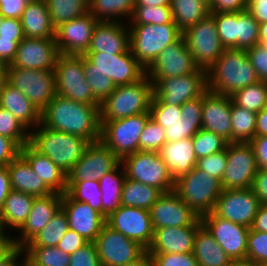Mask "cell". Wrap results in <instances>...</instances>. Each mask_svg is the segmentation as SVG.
I'll list each match as a JSON object with an SVG mask.
<instances>
[{"mask_svg": "<svg viewBox=\"0 0 267 266\" xmlns=\"http://www.w3.org/2000/svg\"><path fill=\"white\" fill-rule=\"evenodd\" d=\"M25 38L55 39L53 26L46 0L27 3L20 18Z\"/></svg>", "mask_w": 267, "mask_h": 266, "instance_id": "obj_33", "label": "cell"}, {"mask_svg": "<svg viewBox=\"0 0 267 266\" xmlns=\"http://www.w3.org/2000/svg\"><path fill=\"white\" fill-rule=\"evenodd\" d=\"M61 208L65 211L69 229L76 231L88 242H95L106 218L89 204L75 201L66 192L62 194Z\"/></svg>", "mask_w": 267, "mask_h": 266, "instance_id": "obj_24", "label": "cell"}, {"mask_svg": "<svg viewBox=\"0 0 267 266\" xmlns=\"http://www.w3.org/2000/svg\"><path fill=\"white\" fill-rule=\"evenodd\" d=\"M131 25L156 24L162 25L173 21L170 5L164 6H134L131 18Z\"/></svg>", "mask_w": 267, "mask_h": 266, "instance_id": "obj_48", "label": "cell"}, {"mask_svg": "<svg viewBox=\"0 0 267 266\" xmlns=\"http://www.w3.org/2000/svg\"><path fill=\"white\" fill-rule=\"evenodd\" d=\"M16 245L13 236L5 233L0 237V263L4 261L15 249Z\"/></svg>", "mask_w": 267, "mask_h": 266, "instance_id": "obj_71", "label": "cell"}, {"mask_svg": "<svg viewBox=\"0 0 267 266\" xmlns=\"http://www.w3.org/2000/svg\"><path fill=\"white\" fill-rule=\"evenodd\" d=\"M227 163V147L225 150L211 154L206 157L199 158L197 160V167L200 170L205 171L207 174L218 179L220 182L222 180L225 167Z\"/></svg>", "mask_w": 267, "mask_h": 266, "instance_id": "obj_55", "label": "cell"}, {"mask_svg": "<svg viewBox=\"0 0 267 266\" xmlns=\"http://www.w3.org/2000/svg\"><path fill=\"white\" fill-rule=\"evenodd\" d=\"M66 193L75 201L89 204L94 210L104 216L102 208V192L98 180L84 182H67Z\"/></svg>", "mask_w": 267, "mask_h": 266, "instance_id": "obj_46", "label": "cell"}, {"mask_svg": "<svg viewBox=\"0 0 267 266\" xmlns=\"http://www.w3.org/2000/svg\"><path fill=\"white\" fill-rule=\"evenodd\" d=\"M182 36L195 64L204 70H208L225 50L211 14L188 27Z\"/></svg>", "mask_w": 267, "mask_h": 266, "instance_id": "obj_11", "label": "cell"}, {"mask_svg": "<svg viewBox=\"0 0 267 266\" xmlns=\"http://www.w3.org/2000/svg\"><path fill=\"white\" fill-rule=\"evenodd\" d=\"M129 30V49L145 69L167 45L176 42L182 36V31L174 21L162 25H130Z\"/></svg>", "mask_w": 267, "mask_h": 266, "instance_id": "obj_5", "label": "cell"}, {"mask_svg": "<svg viewBox=\"0 0 267 266\" xmlns=\"http://www.w3.org/2000/svg\"><path fill=\"white\" fill-rule=\"evenodd\" d=\"M150 113H141L112 121H100V140L121 160L139 151V139Z\"/></svg>", "mask_w": 267, "mask_h": 266, "instance_id": "obj_10", "label": "cell"}, {"mask_svg": "<svg viewBox=\"0 0 267 266\" xmlns=\"http://www.w3.org/2000/svg\"><path fill=\"white\" fill-rule=\"evenodd\" d=\"M22 256L23 259L21 260ZM0 266H25V254L23 249L17 247L4 261L0 263Z\"/></svg>", "mask_w": 267, "mask_h": 266, "instance_id": "obj_72", "label": "cell"}, {"mask_svg": "<svg viewBox=\"0 0 267 266\" xmlns=\"http://www.w3.org/2000/svg\"><path fill=\"white\" fill-rule=\"evenodd\" d=\"M192 141L197 159L221 152L228 145L221 136L202 128L192 137Z\"/></svg>", "mask_w": 267, "mask_h": 266, "instance_id": "obj_51", "label": "cell"}, {"mask_svg": "<svg viewBox=\"0 0 267 266\" xmlns=\"http://www.w3.org/2000/svg\"><path fill=\"white\" fill-rule=\"evenodd\" d=\"M248 0H212L209 3L210 13L241 12L247 10Z\"/></svg>", "mask_w": 267, "mask_h": 266, "instance_id": "obj_62", "label": "cell"}, {"mask_svg": "<svg viewBox=\"0 0 267 266\" xmlns=\"http://www.w3.org/2000/svg\"><path fill=\"white\" fill-rule=\"evenodd\" d=\"M59 54L56 39L24 38L18 44L13 62L6 68L53 71Z\"/></svg>", "mask_w": 267, "mask_h": 266, "instance_id": "obj_22", "label": "cell"}, {"mask_svg": "<svg viewBox=\"0 0 267 266\" xmlns=\"http://www.w3.org/2000/svg\"><path fill=\"white\" fill-rule=\"evenodd\" d=\"M246 259L258 265L267 263V232H259L250 228Z\"/></svg>", "mask_w": 267, "mask_h": 266, "instance_id": "obj_54", "label": "cell"}, {"mask_svg": "<svg viewBox=\"0 0 267 266\" xmlns=\"http://www.w3.org/2000/svg\"><path fill=\"white\" fill-rule=\"evenodd\" d=\"M225 49H237V12L210 13Z\"/></svg>", "mask_w": 267, "mask_h": 266, "instance_id": "obj_50", "label": "cell"}, {"mask_svg": "<svg viewBox=\"0 0 267 266\" xmlns=\"http://www.w3.org/2000/svg\"><path fill=\"white\" fill-rule=\"evenodd\" d=\"M20 154L53 192L64 194L67 191V174L47 156L39 154L29 144H25L20 149Z\"/></svg>", "mask_w": 267, "mask_h": 266, "instance_id": "obj_32", "label": "cell"}, {"mask_svg": "<svg viewBox=\"0 0 267 266\" xmlns=\"http://www.w3.org/2000/svg\"><path fill=\"white\" fill-rule=\"evenodd\" d=\"M260 81H267V43H259L246 50Z\"/></svg>", "mask_w": 267, "mask_h": 266, "instance_id": "obj_58", "label": "cell"}, {"mask_svg": "<svg viewBox=\"0 0 267 266\" xmlns=\"http://www.w3.org/2000/svg\"><path fill=\"white\" fill-rule=\"evenodd\" d=\"M125 179V172L120 163L114 170L105 174V176L99 180L100 190L102 192V208L105 218L122 206L121 197Z\"/></svg>", "mask_w": 267, "mask_h": 266, "instance_id": "obj_37", "label": "cell"}, {"mask_svg": "<svg viewBox=\"0 0 267 266\" xmlns=\"http://www.w3.org/2000/svg\"><path fill=\"white\" fill-rule=\"evenodd\" d=\"M125 176L145 185L154 186L163 193L175 188V180L159 153L137 151L121 159Z\"/></svg>", "mask_w": 267, "mask_h": 266, "instance_id": "obj_9", "label": "cell"}, {"mask_svg": "<svg viewBox=\"0 0 267 266\" xmlns=\"http://www.w3.org/2000/svg\"><path fill=\"white\" fill-rule=\"evenodd\" d=\"M7 83V68L0 64V98L5 84Z\"/></svg>", "mask_w": 267, "mask_h": 266, "instance_id": "obj_76", "label": "cell"}, {"mask_svg": "<svg viewBox=\"0 0 267 266\" xmlns=\"http://www.w3.org/2000/svg\"><path fill=\"white\" fill-rule=\"evenodd\" d=\"M93 96L102 103L116 88L113 81L99 70H83Z\"/></svg>", "mask_w": 267, "mask_h": 266, "instance_id": "obj_53", "label": "cell"}, {"mask_svg": "<svg viewBox=\"0 0 267 266\" xmlns=\"http://www.w3.org/2000/svg\"><path fill=\"white\" fill-rule=\"evenodd\" d=\"M34 198L35 196L25 192L10 191L5 199L3 209L0 211V221L5 232L8 230L7 228L18 230L24 224L32 208Z\"/></svg>", "mask_w": 267, "mask_h": 266, "instance_id": "obj_36", "label": "cell"}, {"mask_svg": "<svg viewBox=\"0 0 267 266\" xmlns=\"http://www.w3.org/2000/svg\"><path fill=\"white\" fill-rule=\"evenodd\" d=\"M163 192L150 185L126 177L122 188V205L150 210Z\"/></svg>", "mask_w": 267, "mask_h": 266, "instance_id": "obj_39", "label": "cell"}, {"mask_svg": "<svg viewBox=\"0 0 267 266\" xmlns=\"http://www.w3.org/2000/svg\"><path fill=\"white\" fill-rule=\"evenodd\" d=\"M260 205L252 188L222 189L213 212L223 219L250 228Z\"/></svg>", "mask_w": 267, "mask_h": 266, "instance_id": "obj_17", "label": "cell"}, {"mask_svg": "<svg viewBox=\"0 0 267 266\" xmlns=\"http://www.w3.org/2000/svg\"><path fill=\"white\" fill-rule=\"evenodd\" d=\"M12 190L25 192L35 197H44L54 193L43 180L34 173L28 161L19 154L8 165Z\"/></svg>", "mask_w": 267, "mask_h": 266, "instance_id": "obj_31", "label": "cell"}, {"mask_svg": "<svg viewBox=\"0 0 267 266\" xmlns=\"http://www.w3.org/2000/svg\"><path fill=\"white\" fill-rule=\"evenodd\" d=\"M68 230L66 213L60 207L45 227L25 246L56 247Z\"/></svg>", "mask_w": 267, "mask_h": 266, "instance_id": "obj_43", "label": "cell"}, {"mask_svg": "<svg viewBox=\"0 0 267 266\" xmlns=\"http://www.w3.org/2000/svg\"><path fill=\"white\" fill-rule=\"evenodd\" d=\"M98 20L88 12L61 24L56 28V44L60 54L84 55L90 45L92 34Z\"/></svg>", "mask_w": 267, "mask_h": 266, "instance_id": "obj_23", "label": "cell"}, {"mask_svg": "<svg viewBox=\"0 0 267 266\" xmlns=\"http://www.w3.org/2000/svg\"><path fill=\"white\" fill-rule=\"evenodd\" d=\"M134 6L135 0H89V12L98 21L124 22L127 17L129 22Z\"/></svg>", "mask_w": 267, "mask_h": 266, "instance_id": "obj_40", "label": "cell"}, {"mask_svg": "<svg viewBox=\"0 0 267 266\" xmlns=\"http://www.w3.org/2000/svg\"><path fill=\"white\" fill-rule=\"evenodd\" d=\"M10 175L7 166L0 167V211L3 209L5 199L11 191Z\"/></svg>", "mask_w": 267, "mask_h": 266, "instance_id": "obj_69", "label": "cell"}, {"mask_svg": "<svg viewBox=\"0 0 267 266\" xmlns=\"http://www.w3.org/2000/svg\"><path fill=\"white\" fill-rule=\"evenodd\" d=\"M247 10L259 24L267 22V0H248Z\"/></svg>", "mask_w": 267, "mask_h": 266, "instance_id": "obj_68", "label": "cell"}, {"mask_svg": "<svg viewBox=\"0 0 267 266\" xmlns=\"http://www.w3.org/2000/svg\"><path fill=\"white\" fill-rule=\"evenodd\" d=\"M170 9L173 21L182 32L210 14L205 0H171Z\"/></svg>", "mask_w": 267, "mask_h": 266, "instance_id": "obj_38", "label": "cell"}, {"mask_svg": "<svg viewBox=\"0 0 267 266\" xmlns=\"http://www.w3.org/2000/svg\"><path fill=\"white\" fill-rule=\"evenodd\" d=\"M20 147L5 136H0V167L7 166L20 154Z\"/></svg>", "mask_w": 267, "mask_h": 266, "instance_id": "obj_63", "label": "cell"}, {"mask_svg": "<svg viewBox=\"0 0 267 266\" xmlns=\"http://www.w3.org/2000/svg\"><path fill=\"white\" fill-rule=\"evenodd\" d=\"M30 130L0 106V136L12 139L20 148L29 143Z\"/></svg>", "mask_w": 267, "mask_h": 266, "instance_id": "obj_49", "label": "cell"}, {"mask_svg": "<svg viewBox=\"0 0 267 266\" xmlns=\"http://www.w3.org/2000/svg\"><path fill=\"white\" fill-rule=\"evenodd\" d=\"M202 224L231 260H244L250 228L217 216L213 211L201 217Z\"/></svg>", "mask_w": 267, "mask_h": 266, "instance_id": "obj_18", "label": "cell"}, {"mask_svg": "<svg viewBox=\"0 0 267 266\" xmlns=\"http://www.w3.org/2000/svg\"><path fill=\"white\" fill-rule=\"evenodd\" d=\"M26 4L24 0H0V14L4 18L20 19Z\"/></svg>", "mask_w": 267, "mask_h": 266, "instance_id": "obj_64", "label": "cell"}, {"mask_svg": "<svg viewBox=\"0 0 267 266\" xmlns=\"http://www.w3.org/2000/svg\"><path fill=\"white\" fill-rule=\"evenodd\" d=\"M120 163L121 160L101 140L92 142L67 174V182L99 181Z\"/></svg>", "mask_w": 267, "mask_h": 266, "instance_id": "obj_19", "label": "cell"}, {"mask_svg": "<svg viewBox=\"0 0 267 266\" xmlns=\"http://www.w3.org/2000/svg\"><path fill=\"white\" fill-rule=\"evenodd\" d=\"M101 266H121L140 258L146 250L105 224L95 240Z\"/></svg>", "mask_w": 267, "mask_h": 266, "instance_id": "obj_15", "label": "cell"}, {"mask_svg": "<svg viewBox=\"0 0 267 266\" xmlns=\"http://www.w3.org/2000/svg\"><path fill=\"white\" fill-rule=\"evenodd\" d=\"M171 0H135V6H164L170 5Z\"/></svg>", "mask_w": 267, "mask_h": 266, "instance_id": "obj_75", "label": "cell"}, {"mask_svg": "<svg viewBox=\"0 0 267 266\" xmlns=\"http://www.w3.org/2000/svg\"><path fill=\"white\" fill-rule=\"evenodd\" d=\"M202 129L232 142L231 96L207 90L203 94Z\"/></svg>", "mask_w": 267, "mask_h": 266, "instance_id": "obj_25", "label": "cell"}, {"mask_svg": "<svg viewBox=\"0 0 267 266\" xmlns=\"http://www.w3.org/2000/svg\"><path fill=\"white\" fill-rule=\"evenodd\" d=\"M26 3H33V2H38L40 0H24Z\"/></svg>", "mask_w": 267, "mask_h": 266, "instance_id": "obj_80", "label": "cell"}, {"mask_svg": "<svg viewBox=\"0 0 267 266\" xmlns=\"http://www.w3.org/2000/svg\"><path fill=\"white\" fill-rule=\"evenodd\" d=\"M0 106L8 110L29 130L41 123V112L21 91L8 82L2 91Z\"/></svg>", "mask_w": 267, "mask_h": 266, "instance_id": "obj_34", "label": "cell"}, {"mask_svg": "<svg viewBox=\"0 0 267 266\" xmlns=\"http://www.w3.org/2000/svg\"><path fill=\"white\" fill-rule=\"evenodd\" d=\"M18 43L13 39H0V64L9 66L13 62Z\"/></svg>", "mask_w": 267, "mask_h": 266, "instance_id": "obj_66", "label": "cell"}, {"mask_svg": "<svg viewBox=\"0 0 267 266\" xmlns=\"http://www.w3.org/2000/svg\"><path fill=\"white\" fill-rule=\"evenodd\" d=\"M207 91V70L197 71L180 77L161 78L153 84V94L165 104L181 106Z\"/></svg>", "mask_w": 267, "mask_h": 266, "instance_id": "obj_14", "label": "cell"}, {"mask_svg": "<svg viewBox=\"0 0 267 266\" xmlns=\"http://www.w3.org/2000/svg\"><path fill=\"white\" fill-rule=\"evenodd\" d=\"M25 266H69L70 254L57 247L24 246Z\"/></svg>", "mask_w": 267, "mask_h": 266, "instance_id": "obj_42", "label": "cell"}, {"mask_svg": "<svg viewBox=\"0 0 267 266\" xmlns=\"http://www.w3.org/2000/svg\"><path fill=\"white\" fill-rule=\"evenodd\" d=\"M258 169L249 142L228 143L227 163L221 180L222 189L252 188Z\"/></svg>", "mask_w": 267, "mask_h": 266, "instance_id": "obj_13", "label": "cell"}, {"mask_svg": "<svg viewBox=\"0 0 267 266\" xmlns=\"http://www.w3.org/2000/svg\"><path fill=\"white\" fill-rule=\"evenodd\" d=\"M259 43H267V22L259 24Z\"/></svg>", "mask_w": 267, "mask_h": 266, "instance_id": "obj_77", "label": "cell"}, {"mask_svg": "<svg viewBox=\"0 0 267 266\" xmlns=\"http://www.w3.org/2000/svg\"><path fill=\"white\" fill-rule=\"evenodd\" d=\"M69 266H101L95 242H88L70 254Z\"/></svg>", "mask_w": 267, "mask_h": 266, "instance_id": "obj_59", "label": "cell"}, {"mask_svg": "<svg viewBox=\"0 0 267 266\" xmlns=\"http://www.w3.org/2000/svg\"><path fill=\"white\" fill-rule=\"evenodd\" d=\"M153 229L201 226V218L173 190L163 193L149 210Z\"/></svg>", "mask_w": 267, "mask_h": 266, "instance_id": "obj_21", "label": "cell"}, {"mask_svg": "<svg viewBox=\"0 0 267 266\" xmlns=\"http://www.w3.org/2000/svg\"><path fill=\"white\" fill-rule=\"evenodd\" d=\"M193 255L199 266H228L232 262L203 224L194 237Z\"/></svg>", "mask_w": 267, "mask_h": 266, "instance_id": "obj_35", "label": "cell"}, {"mask_svg": "<svg viewBox=\"0 0 267 266\" xmlns=\"http://www.w3.org/2000/svg\"><path fill=\"white\" fill-rule=\"evenodd\" d=\"M7 82L21 91L40 112L56 95L53 71L7 68Z\"/></svg>", "mask_w": 267, "mask_h": 266, "instance_id": "obj_12", "label": "cell"}, {"mask_svg": "<svg viewBox=\"0 0 267 266\" xmlns=\"http://www.w3.org/2000/svg\"><path fill=\"white\" fill-rule=\"evenodd\" d=\"M25 38L21 20L4 18L0 27V39H13L18 44Z\"/></svg>", "mask_w": 267, "mask_h": 266, "instance_id": "obj_60", "label": "cell"}, {"mask_svg": "<svg viewBox=\"0 0 267 266\" xmlns=\"http://www.w3.org/2000/svg\"><path fill=\"white\" fill-rule=\"evenodd\" d=\"M250 228L259 232H267V204L260 205Z\"/></svg>", "mask_w": 267, "mask_h": 266, "instance_id": "obj_70", "label": "cell"}, {"mask_svg": "<svg viewBox=\"0 0 267 266\" xmlns=\"http://www.w3.org/2000/svg\"><path fill=\"white\" fill-rule=\"evenodd\" d=\"M158 153L174 180L187 174L197 165L198 159L192 138L166 142Z\"/></svg>", "mask_w": 267, "mask_h": 266, "instance_id": "obj_30", "label": "cell"}, {"mask_svg": "<svg viewBox=\"0 0 267 266\" xmlns=\"http://www.w3.org/2000/svg\"><path fill=\"white\" fill-rule=\"evenodd\" d=\"M87 243L88 241L84 237H82L76 231L69 229L56 247L65 253L72 254Z\"/></svg>", "mask_w": 267, "mask_h": 266, "instance_id": "obj_61", "label": "cell"}, {"mask_svg": "<svg viewBox=\"0 0 267 266\" xmlns=\"http://www.w3.org/2000/svg\"><path fill=\"white\" fill-rule=\"evenodd\" d=\"M41 124L96 142L101 137L100 105L79 103L56 94L41 112Z\"/></svg>", "mask_w": 267, "mask_h": 266, "instance_id": "obj_1", "label": "cell"}, {"mask_svg": "<svg viewBox=\"0 0 267 266\" xmlns=\"http://www.w3.org/2000/svg\"><path fill=\"white\" fill-rule=\"evenodd\" d=\"M130 30L125 21H98L87 52L119 54L129 50Z\"/></svg>", "mask_w": 267, "mask_h": 266, "instance_id": "obj_27", "label": "cell"}, {"mask_svg": "<svg viewBox=\"0 0 267 266\" xmlns=\"http://www.w3.org/2000/svg\"><path fill=\"white\" fill-rule=\"evenodd\" d=\"M62 194L54 192L44 197H35L32 208L24 224L17 230L18 237H13L16 247L27 245L51 220L61 207Z\"/></svg>", "mask_w": 267, "mask_h": 266, "instance_id": "obj_26", "label": "cell"}, {"mask_svg": "<svg viewBox=\"0 0 267 266\" xmlns=\"http://www.w3.org/2000/svg\"><path fill=\"white\" fill-rule=\"evenodd\" d=\"M259 81L247 51L243 49H225L207 70V90L220 95L231 96Z\"/></svg>", "mask_w": 267, "mask_h": 266, "instance_id": "obj_2", "label": "cell"}, {"mask_svg": "<svg viewBox=\"0 0 267 266\" xmlns=\"http://www.w3.org/2000/svg\"><path fill=\"white\" fill-rule=\"evenodd\" d=\"M182 116L173 122H156L165 129L166 142L192 138L202 128L203 95L181 106Z\"/></svg>", "mask_w": 267, "mask_h": 266, "instance_id": "obj_29", "label": "cell"}, {"mask_svg": "<svg viewBox=\"0 0 267 266\" xmlns=\"http://www.w3.org/2000/svg\"><path fill=\"white\" fill-rule=\"evenodd\" d=\"M165 143V129L149 118L140 135L139 151L158 153Z\"/></svg>", "mask_w": 267, "mask_h": 266, "instance_id": "obj_52", "label": "cell"}, {"mask_svg": "<svg viewBox=\"0 0 267 266\" xmlns=\"http://www.w3.org/2000/svg\"><path fill=\"white\" fill-rule=\"evenodd\" d=\"M255 136H267V105L257 112Z\"/></svg>", "mask_w": 267, "mask_h": 266, "instance_id": "obj_73", "label": "cell"}, {"mask_svg": "<svg viewBox=\"0 0 267 266\" xmlns=\"http://www.w3.org/2000/svg\"><path fill=\"white\" fill-rule=\"evenodd\" d=\"M257 113L237 106L231 99L232 142H250L255 137Z\"/></svg>", "mask_w": 267, "mask_h": 266, "instance_id": "obj_44", "label": "cell"}, {"mask_svg": "<svg viewBox=\"0 0 267 266\" xmlns=\"http://www.w3.org/2000/svg\"><path fill=\"white\" fill-rule=\"evenodd\" d=\"M53 72L57 95L79 103L101 104L85 79L83 55L59 54Z\"/></svg>", "mask_w": 267, "mask_h": 266, "instance_id": "obj_7", "label": "cell"}, {"mask_svg": "<svg viewBox=\"0 0 267 266\" xmlns=\"http://www.w3.org/2000/svg\"><path fill=\"white\" fill-rule=\"evenodd\" d=\"M83 70H99L106 74L115 86L135 83L146 75V69L133 56L130 49L113 55L86 52L83 55Z\"/></svg>", "mask_w": 267, "mask_h": 266, "instance_id": "obj_8", "label": "cell"}, {"mask_svg": "<svg viewBox=\"0 0 267 266\" xmlns=\"http://www.w3.org/2000/svg\"><path fill=\"white\" fill-rule=\"evenodd\" d=\"M150 118L155 122H173L181 118L180 106L165 104L153 96L149 109Z\"/></svg>", "mask_w": 267, "mask_h": 266, "instance_id": "obj_56", "label": "cell"}, {"mask_svg": "<svg viewBox=\"0 0 267 266\" xmlns=\"http://www.w3.org/2000/svg\"><path fill=\"white\" fill-rule=\"evenodd\" d=\"M6 232L3 230V227L1 225V221H0V237L3 236Z\"/></svg>", "mask_w": 267, "mask_h": 266, "instance_id": "obj_79", "label": "cell"}, {"mask_svg": "<svg viewBox=\"0 0 267 266\" xmlns=\"http://www.w3.org/2000/svg\"><path fill=\"white\" fill-rule=\"evenodd\" d=\"M150 255L154 266H199L193 253H159Z\"/></svg>", "mask_w": 267, "mask_h": 266, "instance_id": "obj_57", "label": "cell"}, {"mask_svg": "<svg viewBox=\"0 0 267 266\" xmlns=\"http://www.w3.org/2000/svg\"><path fill=\"white\" fill-rule=\"evenodd\" d=\"M106 224L146 251L152 243L154 229L149 210L122 205L106 218Z\"/></svg>", "mask_w": 267, "mask_h": 266, "instance_id": "obj_20", "label": "cell"}, {"mask_svg": "<svg viewBox=\"0 0 267 266\" xmlns=\"http://www.w3.org/2000/svg\"><path fill=\"white\" fill-rule=\"evenodd\" d=\"M252 190L261 204H267V170L258 169L253 181Z\"/></svg>", "mask_w": 267, "mask_h": 266, "instance_id": "obj_67", "label": "cell"}, {"mask_svg": "<svg viewBox=\"0 0 267 266\" xmlns=\"http://www.w3.org/2000/svg\"><path fill=\"white\" fill-rule=\"evenodd\" d=\"M249 143L253 148L258 168L267 170V136H255Z\"/></svg>", "mask_w": 267, "mask_h": 266, "instance_id": "obj_65", "label": "cell"}, {"mask_svg": "<svg viewBox=\"0 0 267 266\" xmlns=\"http://www.w3.org/2000/svg\"><path fill=\"white\" fill-rule=\"evenodd\" d=\"M46 3L55 28L89 12V0H46Z\"/></svg>", "mask_w": 267, "mask_h": 266, "instance_id": "obj_41", "label": "cell"}, {"mask_svg": "<svg viewBox=\"0 0 267 266\" xmlns=\"http://www.w3.org/2000/svg\"><path fill=\"white\" fill-rule=\"evenodd\" d=\"M91 143L83 137L54 131L40 123L35 130H30L28 144L68 174Z\"/></svg>", "mask_w": 267, "mask_h": 266, "instance_id": "obj_3", "label": "cell"}, {"mask_svg": "<svg viewBox=\"0 0 267 266\" xmlns=\"http://www.w3.org/2000/svg\"><path fill=\"white\" fill-rule=\"evenodd\" d=\"M232 101L251 112H260L267 105V81H259L236 91Z\"/></svg>", "mask_w": 267, "mask_h": 266, "instance_id": "obj_45", "label": "cell"}, {"mask_svg": "<svg viewBox=\"0 0 267 266\" xmlns=\"http://www.w3.org/2000/svg\"><path fill=\"white\" fill-rule=\"evenodd\" d=\"M153 96V83L147 75L135 83L116 86L100 104V121L149 113Z\"/></svg>", "mask_w": 267, "mask_h": 266, "instance_id": "obj_4", "label": "cell"}, {"mask_svg": "<svg viewBox=\"0 0 267 266\" xmlns=\"http://www.w3.org/2000/svg\"><path fill=\"white\" fill-rule=\"evenodd\" d=\"M228 266H259V265L256 264L255 262L244 259V260H232V262Z\"/></svg>", "mask_w": 267, "mask_h": 266, "instance_id": "obj_78", "label": "cell"}, {"mask_svg": "<svg viewBox=\"0 0 267 266\" xmlns=\"http://www.w3.org/2000/svg\"><path fill=\"white\" fill-rule=\"evenodd\" d=\"M199 67L187 49L181 36L176 42L167 45L146 69V75L154 84L161 78L180 77L197 71Z\"/></svg>", "mask_w": 267, "mask_h": 266, "instance_id": "obj_16", "label": "cell"}, {"mask_svg": "<svg viewBox=\"0 0 267 266\" xmlns=\"http://www.w3.org/2000/svg\"><path fill=\"white\" fill-rule=\"evenodd\" d=\"M200 226L163 227L154 230L153 240L147 252L193 253L194 237Z\"/></svg>", "mask_w": 267, "mask_h": 266, "instance_id": "obj_28", "label": "cell"}, {"mask_svg": "<svg viewBox=\"0 0 267 266\" xmlns=\"http://www.w3.org/2000/svg\"><path fill=\"white\" fill-rule=\"evenodd\" d=\"M259 44V23L244 10L237 12V49L247 50Z\"/></svg>", "mask_w": 267, "mask_h": 266, "instance_id": "obj_47", "label": "cell"}, {"mask_svg": "<svg viewBox=\"0 0 267 266\" xmlns=\"http://www.w3.org/2000/svg\"><path fill=\"white\" fill-rule=\"evenodd\" d=\"M174 191L201 218L214 210L222 186L218 179L195 166L175 180Z\"/></svg>", "mask_w": 267, "mask_h": 266, "instance_id": "obj_6", "label": "cell"}, {"mask_svg": "<svg viewBox=\"0 0 267 266\" xmlns=\"http://www.w3.org/2000/svg\"><path fill=\"white\" fill-rule=\"evenodd\" d=\"M121 266H154V262H153L152 256L146 251L136 261L126 264V265H121Z\"/></svg>", "mask_w": 267, "mask_h": 266, "instance_id": "obj_74", "label": "cell"}]
</instances>
